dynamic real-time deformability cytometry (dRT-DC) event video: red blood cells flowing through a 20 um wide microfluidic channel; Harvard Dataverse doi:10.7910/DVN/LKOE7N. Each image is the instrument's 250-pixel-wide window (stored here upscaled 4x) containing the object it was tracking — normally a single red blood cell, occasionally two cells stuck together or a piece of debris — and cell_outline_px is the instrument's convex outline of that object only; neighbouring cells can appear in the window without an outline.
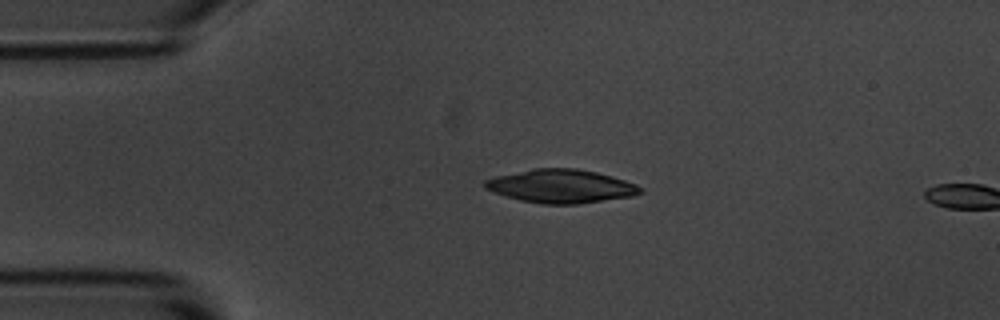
{"species": "common noctule bat (a hibernating species)", "species_latin": "Nyctalus noctula", "temperature_condition": "room temperature", "stored_images_in_passage": 2, "camera_frame_rate_fps": 3000, "um_per_image_px": 0.085, "animal": {"sex": "male", "body_mass_g": 20.1, "forearm_length_mm": 53.5}, "frame": {"image": 1, "passage_image": 1, "time_ms": 0.0, "image_size_px": [1000, 320], "cell_outline_px": [[644, 192], [632, 196], [576, 204], [544, 204], [520, 200], [504, 196], [484, 188], [484, 180], [496, 176], [532, 168], [576, 168], [596, 172], [612, 176], [636, 184], [644, 188]], "centroid_in_image_um": [47.68, 15.82], "position_along_channel_um": 37.3, "area_um2": 30.35}}